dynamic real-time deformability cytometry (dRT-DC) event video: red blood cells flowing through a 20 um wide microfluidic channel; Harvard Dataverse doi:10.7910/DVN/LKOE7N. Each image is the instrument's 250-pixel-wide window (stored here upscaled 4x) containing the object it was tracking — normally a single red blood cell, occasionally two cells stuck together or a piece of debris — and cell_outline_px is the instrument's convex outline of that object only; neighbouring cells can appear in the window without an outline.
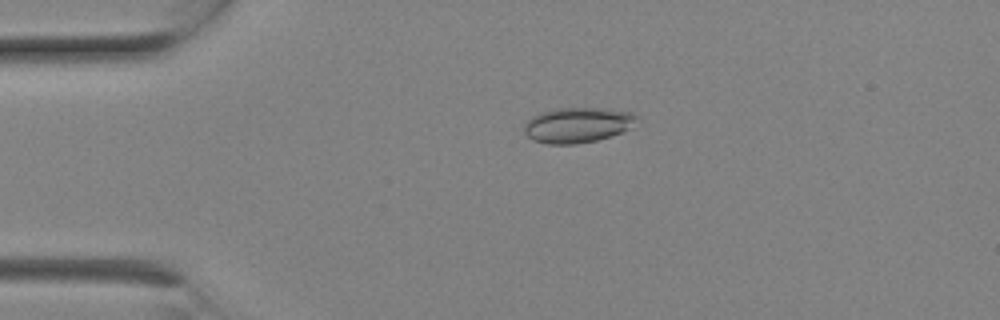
{"species": "Egyptian fruit bat (a non-hibernating species)", "species_latin": "Rousettus aegyptiacus", "temperature_condition": "room temperature", "stored_images_in_passage": 8, "camera_frame_rate_fps": 3000, "um_per_image_px": 0.085, "animal": {"sex": "female"}, "frame": {"image": 1, "passage_image": 5, "time_ms": 1.333, "image_size_px": [1000, 320], "cell_outline_px": [[640, 116], [628, 128], [612, 136], [596, 140], [576, 144], [548, 144], [532, 140], [524, 132], [524, 124], [532, 116], [540, 112], [556, 108], [604, 108], [632, 112]], "centroid_in_image_um": [49.07, 10.62], "position_along_channel_um": 35.9, "area_um2": 23.18}}
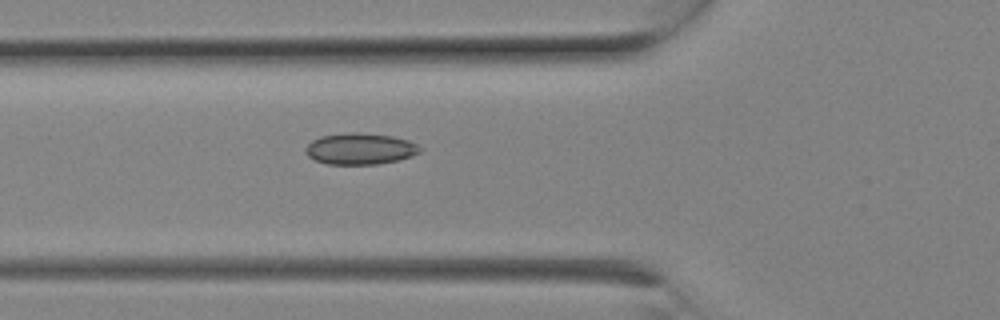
{"frame": {"image": 2, "passage_image": 8, "time_ms": 2.333, "image_size_px": [1000, 320], "cell_outline_px": [[420, 152], [412, 156], [396, 160], [376, 164], [328, 164], [316, 160], [308, 156], [304, 152], [304, 148], [312, 140], [320, 136], [348, 132], [360, 132], [392, 136], [408, 140], [416, 144], [420, 148]], "centroid_in_image_um": [30.57, 12.63], "position_along_channel_um": 95.2, "area_um2": 20.87}}